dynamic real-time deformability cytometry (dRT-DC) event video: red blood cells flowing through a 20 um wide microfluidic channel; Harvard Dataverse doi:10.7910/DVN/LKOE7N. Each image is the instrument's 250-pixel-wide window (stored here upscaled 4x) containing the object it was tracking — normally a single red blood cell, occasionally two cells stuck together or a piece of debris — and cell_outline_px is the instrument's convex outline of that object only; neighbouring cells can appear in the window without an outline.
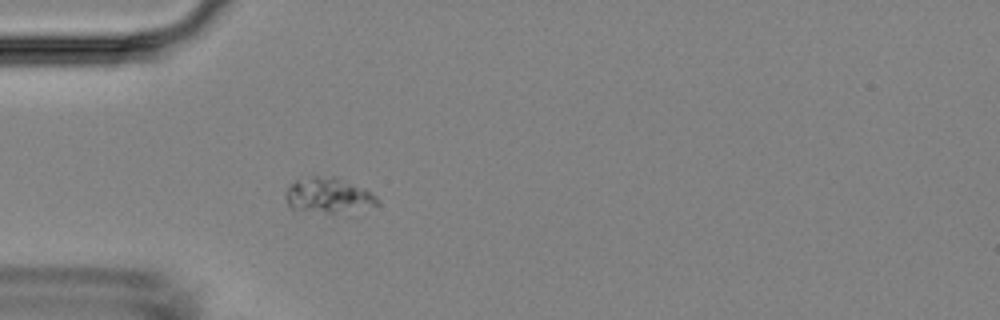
{"species": "Egyptian fruit bat (a non-hibernating species)", "species_latin": "Rousettus aegyptiacus", "temperature_condition": "room temperature", "stored_images_in_passage": 7, "camera_frame_rate_fps": 3000, "um_per_image_px": 0.085, "animal": {"sex": "female"}, "frame": {"image": 1, "passage_image": 2, "time_ms": 0.333, "image_size_px": [1000, 320], "cell_outline_px": [[380, 204], [352, 216], [348, 216], [292, 208], [288, 204], [284, 196], [284, 192], [288, 184], [296, 180], [308, 176], [336, 176], [364, 188], [376, 196], [380, 200]], "centroid_in_image_um": [27.99, 16.65], "position_along_channel_um": 57.0, "area_um2": 20.06}}
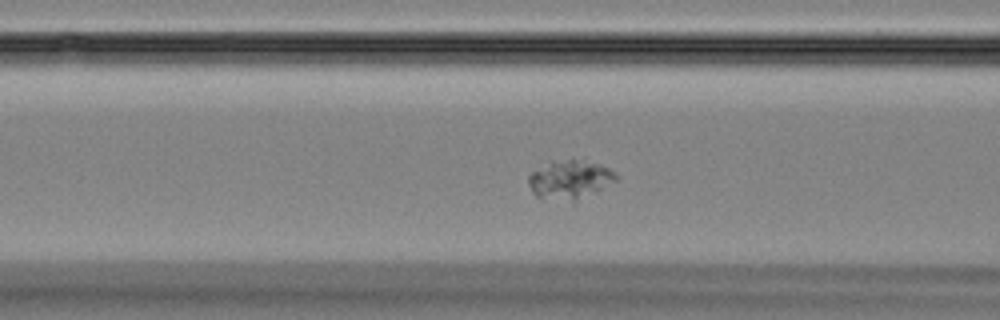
{"frame": {"image": 2, "passage_image": 7, "time_ms": 2.0, "image_size_px": [1000, 320], "cell_outline_px": [[616, 180], [576, 204], [572, 204], [536, 196], [532, 192], [528, 184], [528, 176], [532, 172], [572, 156], [584, 156], [616, 172]], "centroid_in_image_um": [48.5, 15.28], "position_along_channel_um": 118.1, "area_um2": 20.58}}